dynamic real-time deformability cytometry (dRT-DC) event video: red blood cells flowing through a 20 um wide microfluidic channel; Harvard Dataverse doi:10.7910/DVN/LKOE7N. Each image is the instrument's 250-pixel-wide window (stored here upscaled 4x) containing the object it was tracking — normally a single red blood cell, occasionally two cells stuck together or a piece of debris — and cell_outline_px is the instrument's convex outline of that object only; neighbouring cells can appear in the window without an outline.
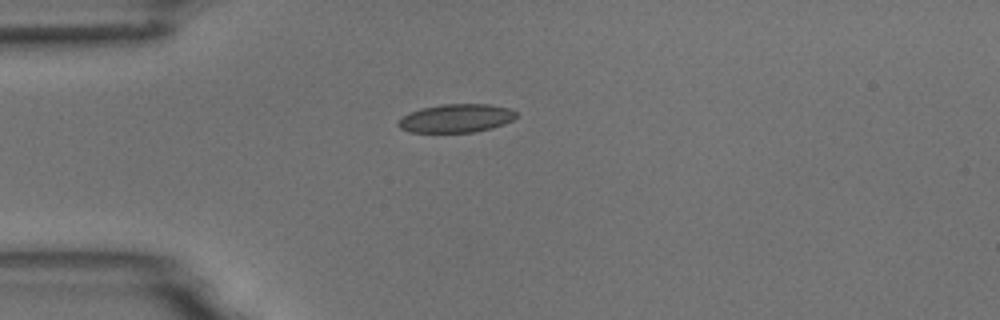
{"species": "common noctule bat (a hibernating species)", "species_latin": "Nyctalus noctula", "temperature_condition": "room temperature", "stored_images_in_passage": 6, "camera_frame_rate_fps": 3000, "um_per_image_px": 0.085, "animal": {"sex": "male", "body_mass_g": 18.8}, "frame": {"image": 1, "passage_image": 1, "time_ms": 0.0, "image_size_px": [1000, 320], "cell_outline_px": [[516, 116], [512, 120], [504, 124], [492, 128], [476, 132], [408, 132], [400, 128], [396, 124], [408, 112], [420, 108], [440, 104], [488, 104], [508, 108], [516, 112]], "centroid_in_image_um": [38.75, 10.05], "position_along_channel_um": 46.2, "area_um2": 19.59}}